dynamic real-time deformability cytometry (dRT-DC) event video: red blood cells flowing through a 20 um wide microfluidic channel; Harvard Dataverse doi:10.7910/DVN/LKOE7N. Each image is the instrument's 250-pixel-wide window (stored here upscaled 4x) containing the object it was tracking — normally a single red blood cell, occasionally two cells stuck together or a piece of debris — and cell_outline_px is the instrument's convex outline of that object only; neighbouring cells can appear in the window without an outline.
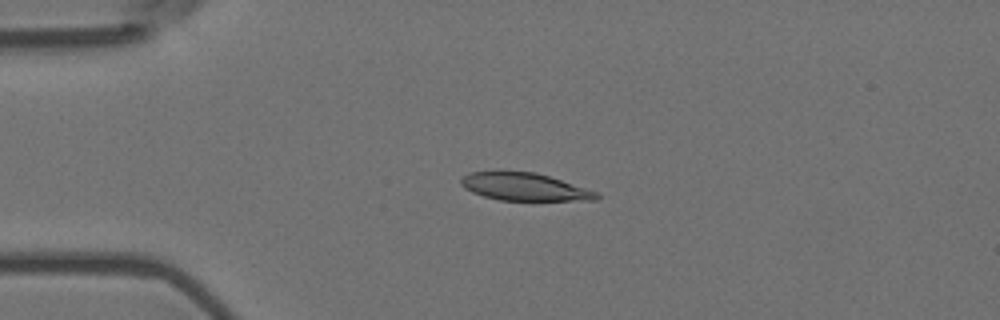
{"species": "Egyptian fruit bat (a non-hibernating species)", "species_latin": "Rousettus aegyptiacus", "temperature_condition": "room temperature", "stored_images_in_passage": 5, "camera_frame_rate_fps": 3000, "um_per_image_px": 0.085, "animal": {"sex": "female"}, "frame": {"image": 1, "passage_image": 4, "time_ms": 1.0, "image_size_px": [1000, 320], "cell_outline_px": [[600, 196], [596, 200], [500, 200], [484, 196], [472, 192], [464, 188], [460, 184], [460, 180], [464, 176], [472, 172], [496, 168], [536, 172], [600, 192]], "centroid_in_image_um": [44.54, 15.83], "position_along_channel_um": 40.5, "area_um2": 22.54}}